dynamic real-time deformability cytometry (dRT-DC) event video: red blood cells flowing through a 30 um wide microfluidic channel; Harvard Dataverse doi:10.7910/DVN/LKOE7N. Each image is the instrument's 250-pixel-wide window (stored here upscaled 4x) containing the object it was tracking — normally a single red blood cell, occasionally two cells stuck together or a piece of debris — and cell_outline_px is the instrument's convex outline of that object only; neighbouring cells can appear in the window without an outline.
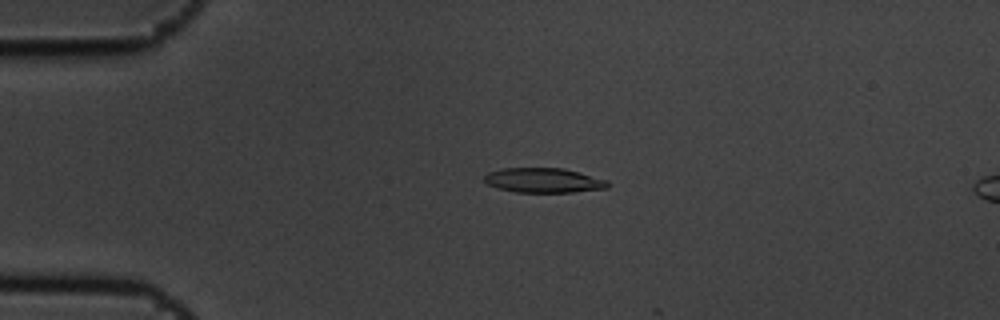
{"species": "common noctule bat (a hibernating species)", "species_latin": "Nyctalus noctula", "temperature_condition": "cold", "stored_images_in_passage": 6, "camera_frame_rate_fps": 3000, "um_per_image_px": 0.085, "animal": {"sex": "male", "body_mass_g": 19.5, "forearm_length_mm": 54.6}, "frame": {"image": 1, "passage_image": 4, "time_ms": 1.0, "image_size_px": [1000, 320], "cell_outline_px": [[612, 184], [608, 188], [572, 192], [516, 192], [496, 188], [488, 184], [484, 180], [484, 176], [488, 172], [504, 168], [564, 168], [580, 172], [608, 180]], "centroid_in_image_um": [46.24, 15.33], "position_along_channel_um": 38.8, "area_um2": 17.92}}